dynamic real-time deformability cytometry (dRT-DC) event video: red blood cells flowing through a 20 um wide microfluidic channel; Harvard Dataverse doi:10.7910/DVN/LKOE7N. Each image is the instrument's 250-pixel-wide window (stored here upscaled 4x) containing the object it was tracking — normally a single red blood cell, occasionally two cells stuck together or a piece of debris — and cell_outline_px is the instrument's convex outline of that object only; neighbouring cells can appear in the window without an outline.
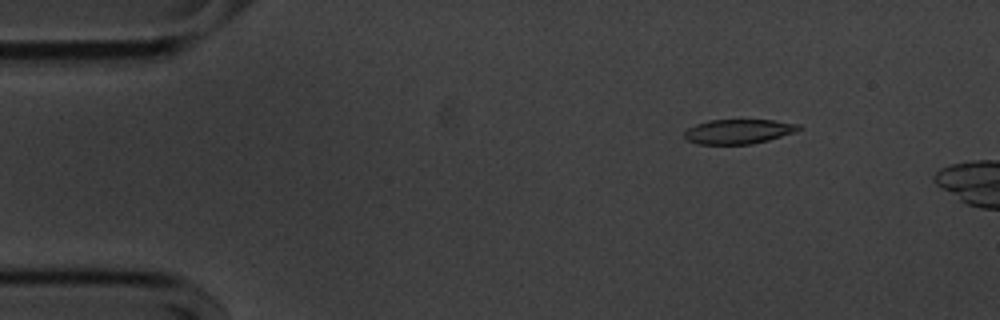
{"species": "common noctule bat (a hibernating species)", "species_latin": "Nyctalus noctula", "temperature_condition": "cold", "stored_images_in_passage": 14, "camera_frame_rate_fps": 3000, "um_per_image_px": 0.085, "animal": {"sex": "male", "body_mass_g": 20.1, "forearm_length_mm": 53.5}, "frame": {"image": 1, "passage_image": 7, "time_ms": 2.0, "image_size_px": [1000, 320], "cell_outline_px": [[804, 128], [796, 132], [768, 140], [752, 144], [700, 144], [688, 140], [684, 136], [684, 132], [688, 128], [696, 124], [708, 120], [776, 120], [800, 124]], "centroid_in_image_um": [62.83, 11.17], "position_along_channel_um": 22.2, "area_um2": 16.47}}